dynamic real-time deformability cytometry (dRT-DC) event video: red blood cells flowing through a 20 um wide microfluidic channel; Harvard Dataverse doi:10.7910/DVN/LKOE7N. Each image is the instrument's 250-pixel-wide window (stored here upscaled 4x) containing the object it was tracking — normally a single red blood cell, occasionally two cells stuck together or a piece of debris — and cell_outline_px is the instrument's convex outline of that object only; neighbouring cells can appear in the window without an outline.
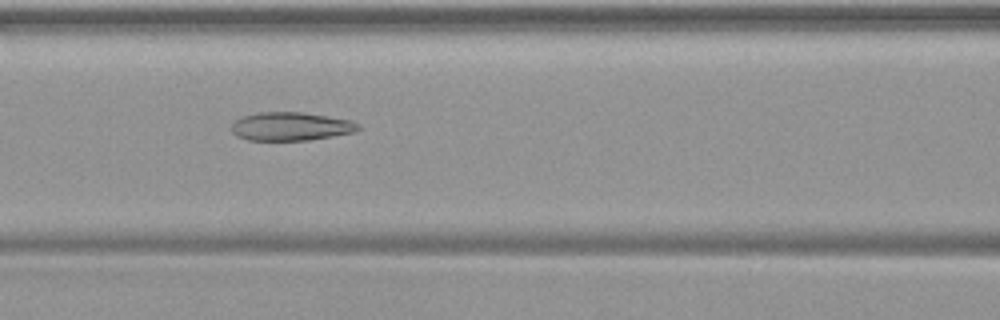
{"species": "common noctule bat (a hibernating species)", "species_latin": "Nyctalus noctula", "temperature_condition": "warm", "stored_images_in_passage": 44, "camera_frame_rate_fps": 3000, "um_per_image_px": 0.085, "animal": {"sex": "female", "body_mass_g": 19.9}, "frame": {"image": 1, "passage_image": 16, "time_ms": 5.0, "image_size_px": [1000, 320], "cell_outline_px": [[360, 128], [356, 132], [308, 140], [248, 140], [236, 136], [232, 132], [232, 124], [240, 116], [260, 112], [304, 112], [352, 120], [360, 124]], "centroid_in_image_um": [24.73, 10.74], "position_along_channel_um": 141.9, "area_um2": 21.15}}
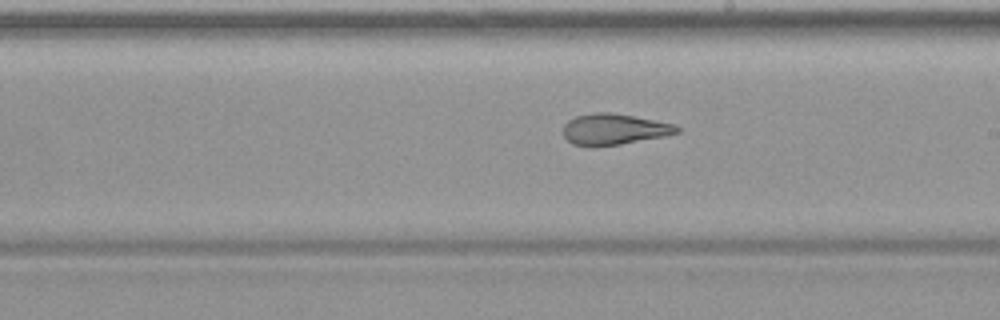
{"frame": {"image": 2, "passage_image": 23, "time_ms": 7.333, "image_size_px": [1000, 320], "cell_outline_px": [[680, 132], [664, 136], [620, 144], [592, 148], [572, 144], [564, 136], [564, 124], [568, 120], [576, 116], [592, 112], [608, 112], [632, 116], [672, 124], [680, 128]], "centroid_in_image_um": [52.13, 11.0], "position_along_channel_um": 236.9, "area_um2": 20.52}}
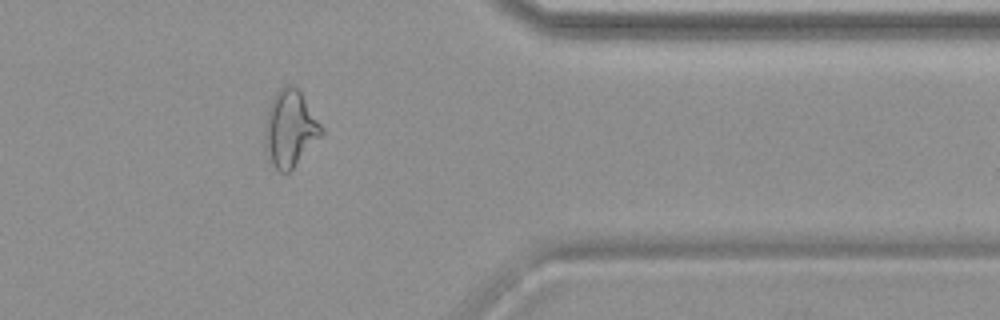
{"frame": {"image": 3, "passage_image": 35, "time_ms": 11.333, "image_size_px": [1000, 320], "cell_outline_px": [[324, 132], [292, 168], [288, 172], [280, 172], [272, 164], [264, 148], [264, 124], [268, 108], [276, 92], [280, 88], [292, 84], [300, 88], [324, 128]], "centroid_in_image_um": [24.65, 10.88], "position_along_channel_um": 386.8, "area_um2": 25.37}}